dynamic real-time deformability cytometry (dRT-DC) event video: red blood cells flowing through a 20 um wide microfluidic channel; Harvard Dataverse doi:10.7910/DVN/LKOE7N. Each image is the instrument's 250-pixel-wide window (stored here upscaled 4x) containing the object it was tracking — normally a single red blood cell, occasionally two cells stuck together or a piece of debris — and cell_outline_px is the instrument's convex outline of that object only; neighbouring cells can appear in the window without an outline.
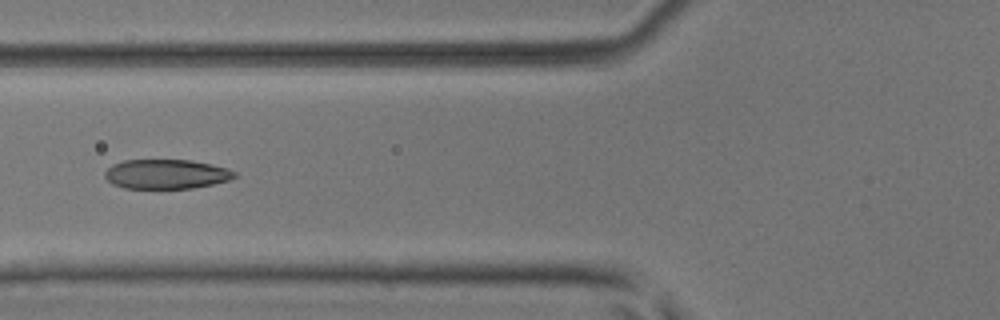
{"species": "common noctule bat (a hibernating species)", "species_latin": "Nyctalus noctula", "temperature_condition": "room temperature", "stored_images_in_passage": 6, "camera_frame_rate_fps": 3000, "um_per_image_px": 0.085, "animal": {"sex": "male", "body_mass_g": 17.9, "forearm_length_mm": 54.2}, "frame": {"image": 1, "passage_image": 6, "time_ms": 1.667, "image_size_px": [1000, 320], "cell_outline_px": [[236, 176], [228, 180], [212, 184], [192, 188], [124, 188], [112, 184], [104, 176], [104, 172], [112, 164], [124, 160], [192, 160], [228, 168], [236, 172]], "centroid_in_image_um": [14.11, 14.79], "position_along_channel_um": 111.7, "area_um2": 22.25}}